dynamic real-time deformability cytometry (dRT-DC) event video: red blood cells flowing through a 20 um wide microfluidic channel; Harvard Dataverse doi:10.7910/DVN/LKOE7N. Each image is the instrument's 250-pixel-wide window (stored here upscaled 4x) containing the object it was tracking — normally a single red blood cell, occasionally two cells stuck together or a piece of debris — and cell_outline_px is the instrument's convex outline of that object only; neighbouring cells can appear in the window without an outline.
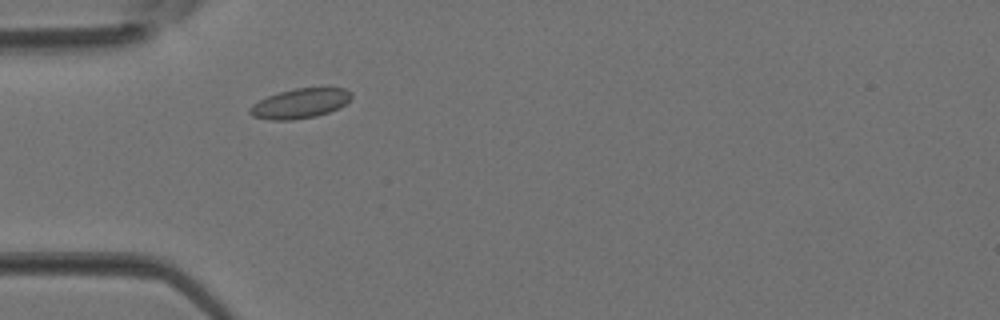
{"species": "Egyptian fruit bat (a non-hibernating species)", "species_latin": "Rousettus aegyptiacus", "temperature_condition": "room temperature", "stored_images_in_passage": 2, "camera_frame_rate_fps": 3000, "um_per_image_px": 0.085, "animal": {"sex": "female"}, "frame": {"image": 1, "passage_image": 2, "time_ms": 0.333, "image_size_px": [1000, 320], "cell_outline_px": [[352, 96], [344, 104], [328, 112], [316, 116], [292, 120], [272, 120], [252, 116], [248, 112], [248, 108], [252, 104], [268, 96], [280, 92], [296, 88], [344, 88], [352, 92]], "centroid_in_image_um": [25.47, 8.79], "position_along_channel_um": 59.5, "area_um2": 17.4}}